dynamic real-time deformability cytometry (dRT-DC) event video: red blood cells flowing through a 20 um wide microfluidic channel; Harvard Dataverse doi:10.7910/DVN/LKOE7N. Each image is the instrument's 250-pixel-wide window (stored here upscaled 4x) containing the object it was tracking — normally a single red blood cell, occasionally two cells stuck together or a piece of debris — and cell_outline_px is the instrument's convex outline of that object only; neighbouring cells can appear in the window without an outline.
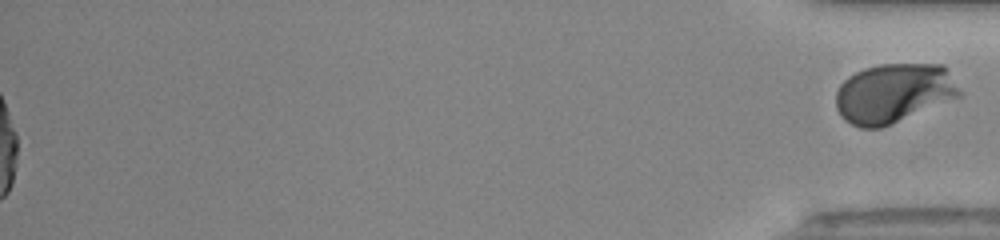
{"species": "human", "species_latin": "Homo sapiens", "temperature_condition": "room temperature", "stored_images_in_passage": 34, "segment_of_instrument_passage": [2, 2], "camera_frame_rate_fps": 3000, "um_per_image_px": 0.085, "donor": {"sex": "male"}, "frame": {"image": 1, "passage_image": 34, "time_ms": 11.0, "image_size_px": [1000, 240], "cell_outline_px": [[964, 96], [880, 128], [860, 128], [844, 120], [840, 116], [836, 108], [836, 92], [840, 84], [848, 76], [864, 68], [880, 64], [944, 64], [964, 92]], "centroid_in_image_um": [76.01, 7.92], "position_along_channel_um": 359.2, "area_um2": 43.47}}